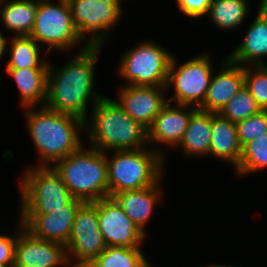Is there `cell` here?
<instances>
[{"mask_svg": "<svg viewBox=\"0 0 267 267\" xmlns=\"http://www.w3.org/2000/svg\"><path fill=\"white\" fill-rule=\"evenodd\" d=\"M17 226L13 267H70L66 246L34 237L20 221Z\"/></svg>", "mask_w": 267, "mask_h": 267, "instance_id": "4fadbf2b", "label": "cell"}, {"mask_svg": "<svg viewBox=\"0 0 267 267\" xmlns=\"http://www.w3.org/2000/svg\"><path fill=\"white\" fill-rule=\"evenodd\" d=\"M165 90L166 87L125 84L118 90L115 101L132 119L148 129L168 102Z\"/></svg>", "mask_w": 267, "mask_h": 267, "instance_id": "9a60e30c", "label": "cell"}, {"mask_svg": "<svg viewBox=\"0 0 267 267\" xmlns=\"http://www.w3.org/2000/svg\"><path fill=\"white\" fill-rule=\"evenodd\" d=\"M221 66L218 72L213 73L204 102L199 108L215 114L220 113L244 86V66L232 63L227 57Z\"/></svg>", "mask_w": 267, "mask_h": 267, "instance_id": "ac0fdd59", "label": "cell"}, {"mask_svg": "<svg viewBox=\"0 0 267 267\" xmlns=\"http://www.w3.org/2000/svg\"><path fill=\"white\" fill-rule=\"evenodd\" d=\"M178 9L190 18H202L208 12L211 0H175Z\"/></svg>", "mask_w": 267, "mask_h": 267, "instance_id": "4dcf8cb0", "label": "cell"}, {"mask_svg": "<svg viewBox=\"0 0 267 267\" xmlns=\"http://www.w3.org/2000/svg\"><path fill=\"white\" fill-rule=\"evenodd\" d=\"M91 109V121H85L84 133L89 147L108 152L149 146L148 129L122 110L115 99L104 96Z\"/></svg>", "mask_w": 267, "mask_h": 267, "instance_id": "3957f363", "label": "cell"}, {"mask_svg": "<svg viewBox=\"0 0 267 267\" xmlns=\"http://www.w3.org/2000/svg\"><path fill=\"white\" fill-rule=\"evenodd\" d=\"M100 231L106 246L142 247L147 235L129 219L113 197L97 201Z\"/></svg>", "mask_w": 267, "mask_h": 267, "instance_id": "7c38bea8", "label": "cell"}, {"mask_svg": "<svg viewBox=\"0 0 267 267\" xmlns=\"http://www.w3.org/2000/svg\"><path fill=\"white\" fill-rule=\"evenodd\" d=\"M17 236L18 233L14 237L0 234V265L13 267Z\"/></svg>", "mask_w": 267, "mask_h": 267, "instance_id": "1f68e13d", "label": "cell"}, {"mask_svg": "<svg viewBox=\"0 0 267 267\" xmlns=\"http://www.w3.org/2000/svg\"><path fill=\"white\" fill-rule=\"evenodd\" d=\"M249 6L247 0H211L206 15L217 28L229 31L242 25L249 14Z\"/></svg>", "mask_w": 267, "mask_h": 267, "instance_id": "d4e9b609", "label": "cell"}, {"mask_svg": "<svg viewBox=\"0 0 267 267\" xmlns=\"http://www.w3.org/2000/svg\"><path fill=\"white\" fill-rule=\"evenodd\" d=\"M173 54L166 83V89L173 87V94L168 102L200 108L204 102L212 75V59L207 54L193 56L192 59L177 62ZM179 65V66H178Z\"/></svg>", "mask_w": 267, "mask_h": 267, "instance_id": "9c48e42d", "label": "cell"}, {"mask_svg": "<svg viewBox=\"0 0 267 267\" xmlns=\"http://www.w3.org/2000/svg\"><path fill=\"white\" fill-rule=\"evenodd\" d=\"M202 267H239V266L229 265V264L228 265H225V264L224 265H222V264L221 265H217V264H214V265L212 264L211 265V264H209V265H206V266L203 265Z\"/></svg>", "mask_w": 267, "mask_h": 267, "instance_id": "836d02e7", "label": "cell"}, {"mask_svg": "<svg viewBox=\"0 0 267 267\" xmlns=\"http://www.w3.org/2000/svg\"><path fill=\"white\" fill-rule=\"evenodd\" d=\"M84 146L53 167L74 198L94 202L108 197L107 156L106 152Z\"/></svg>", "mask_w": 267, "mask_h": 267, "instance_id": "5b68a950", "label": "cell"}, {"mask_svg": "<svg viewBox=\"0 0 267 267\" xmlns=\"http://www.w3.org/2000/svg\"><path fill=\"white\" fill-rule=\"evenodd\" d=\"M82 203L74 198L64 209L46 214H19V221L34 237L66 246L76 211Z\"/></svg>", "mask_w": 267, "mask_h": 267, "instance_id": "5bb4252c", "label": "cell"}, {"mask_svg": "<svg viewBox=\"0 0 267 267\" xmlns=\"http://www.w3.org/2000/svg\"><path fill=\"white\" fill-rule=\"evenodd\" d=\"M87 267H152L143 248L107 246Z\"/></svg>", "mask_w": 267, "mask_h": 267, "instance_id": "484cf974", "label": "cell"}, {"mask_svg": "<svg viewBox=\"0 0 267 267\" xmlns=\"http://www.w3.org/2000/svg\"><path fill=\"white\" fill-rule=\"evenodd\" d=\"M197 108L167 102L148 128V144L152 148L156 143L169 147H178L187 130L191 114Z\"/></svg>", "mask_w": 267, "mask_h": 267, "instance_id": "2e32d148", "label": "cell"}, {"mask_svg": "<svg viewBox=\"0 0 267 267\" xmlns=\"http://www.w3.org/2000/svg\"><path fill=\"white\" fill-rule=\"evenodd\" d=\"M240 145L243 147L249 141L267 132V110L248 117L236 123Z\"/></svg>", "mask_w": 267, "mask_h": 267, "instance_id": "f546056e", "label": "cell"}, {"mask_svg": "<svg viewBox=\"0 0 267 267\" xmlns=\"http://www.w3.org/2000/svg\"><path fill=\"white\" fill-rule=\"evenodd\" d=\"M19 179L20 214H46L64 209L74 197L53 166H29Z\"/></svg>", "mask_w": 267, "mask_h": 267, "instance_id": "8992f818", "label": "cell"}, {"mask_svg": "<svg viewBox=\"0 0 267 267\" xmlns=\"http://www.w3.org/2000/svg\"><path fill=\"white\" fill-rule=\"evenodd\" d=\"M122 0H69L72 19L81 38L89 46H103L123 16ZM90 34V35H89Z\"/></svg>", "mask_w": 267, "mask_h": 267, "instance_id": "30bf717a", "label": "cell"}, {"mask_svg": "<svg viewBox=\"0 0 267 267\" xmlns=\"http://www.w3.org/2000/svg\"><path fill=\"white\" fill-rule=\"evenodd\" d=\"M264 168H267V132L242 147L240 164L235 169V174L244 177Z\"/></svg>", "mask_w": 267, "mask_h": 267, "instance_id": "4316f807", "label": "cell"}, {"mask_svg": "<svg viewBox=\"0 0 267 267\" xmlns=\"http://www.w3.org/2000/svg\"><path fill=\"white\" fill-rule=\"evenodd\" d=\"M24 109L28 132L38 152V166H53L84 145L80 136L85 132L82 119L45 106Z\"/></svg>", "mask_w": 267, "mask_h": 267, "instance_id": "7a4b0ae2", "label": "cell"}, {"mask_svg": "<svg viewBox=\"0 0 267 267\" xmlns=\"http://www.w3.org/2000/svg\"><path fill=\"white\" fill-rule=\"evenodd\" d=\"M244 85L262 110H267V65L244 66Z\"/></svg>", "mask_w": 267, "mask_h": 267, "instance_id": "f1b7e54d", "label": "cell"}, {"mask_svg": "<svg viewBox=\"0 0 267 267\" xmlns=\"http://www.w3.org/2000/svg\"><path fill=\"white\" fill-rule=\"evenodd\" d=\"M172 56L161 45L144 40L122 54L118 74L127 85L166 87Z\"/></svg>", "mask_w": 267, "mask_h": 267, "instance_id": "52a82bcc", "label": "cell"}, {"mask_svg": "<svg viewBox=\"0 0 267 267\" xmlns=\"http://www.w3.org/2000/svg\"><path fill=\"white\" fill-rule=\"evenodd\" d=\"M9 40L7 50L10 52V59L6 69L49 67V61L42 59L40 55L42 47L32 37L13 35Z\"/></svg>", "mask_w": 267, "mask_h": 267, "instance_id": "cb8c5ba5", "label": "cell"}, {"mask_svg": "<svg viewBox=\"0 0 267 267\" xmlns=\"http://www.w3.org/2000/svg\"><path fill=\"white\" fill-rule=\"evenodd\" d=\"M212 113L197 108L192 114L183 139L178 145L184 155L208 156L211 141Z\"/></svg>", "mask_w": 267, "mask_h": 267, "instance_id": "603a6c76", "label": "cell"}, {"mask_svg": "<svg viewBox=\"0 0 267 267\" xmlns=\"http://www.w3.org/2000/svg\"><path fill=\"white\" fill-rule=\"evenodd\" d=\"M262 109L244 85L219 113L223 118L238 123L260 112Z\"/></svg>", "mask_w": 267, "mask_h": 267, "instance_id": "83f0119b", "label": "cell"}, {"mask_svg": "<svg viewBox=\"0 0 267 267\" xmlns=\"http://www.w3.org/2000/svg\"><path fill=\"white\" fill-rule=\"evenodd\" d=\"M8 38L6 39L3 36V33L0 31V61L1 58H3L2 56H4L7 52V46H8Z\"/></svg>", "mask_w": 267, "mask_h": 267, "instance_id": "d6a6232c", "label": "cell"}, {"mask_svg": "<svg viewBox=\"0 0 267 267\" xmlns=\"http://www.w3.org/2000/svg\"><path fill=\"white\" fill-rule=\"evenodd\" d=\"M49 67L6 69L19 92L21 107L45 106L47 100V73Z\"/></svg>", "mask_w": 267, "mask_h": 267, "instance_id": "44dd1931", "label": "cell"}, {"mask_svg": "<svg viewBox=\"0 0 267 267\" xmlns=\"http://www.w3.org/2000/svg\"><path fill=\"white\" fill-rule=\"evenodd\" d=\"M100 48L85 44L61 67L49 64L46 108L88 120L89 103L93 107L104 97L95 90V65L100 58Z\"/></svg>", "mask_w": 267, "mask_h": 267, "instance_id": "6da1fadb", "label": "cell"}, {"mask_svg": "<svg viewBox=\"0 0 267 267\" xmlns=\"http://www.w3.org/2000/svg\"><path fill=\"white\" fill-rule=\"evenodd\" d=\"M138 190H126L116 193L113 198L125 214L138 228L148 236L145 227L149 222L155 207L162 201L161 182Z\"/></svg>", "mask_w": 267, "mask_h": 267, "instance_id": "d6986e66", "label": "cell"}, {"mask_svg": "<svg viewBox=\"0 0 267 267\" xmlns=\"http://www.w3.org/2000/svg\"><path fill=\"white\" fill-rule=\"evenodd\" d=\"M57 1L55 4L51 0H38L35 24L29 35L40 46H48L44 57L47 52L67 51L84 41L74 26L68 1Z\"/></svg>", "mask_w": 267, "mask_h": 267, "instance_id": "ba28073f", "label": "cell"}, {"mask_svg": "<svg viewBox=\"0 0 267 267\" xmlns=\"http://www.w3.org/2000/svg\"><path fill=\"white\" fill-rule=\"evenodd\" d=\"M258 13L247 29L241 43L226 56L232 63L241 66L267 65V0H261Z\"/></svg>", "mask_w": 267, "mask_h": 267, "instance_id": "e0dca14e", "label": "cell"}, {"mask_svg": "<svg viewBox=\"0 0 267 267\" xmlns=\"http://www.w3.org/2000/svg\"><path fill=\"white\" fill-rule=\"evenodd\" d=\"M38 0H0V21L14 36H29L33 30Z\"/></svg>", "mask_w": 267, "mask_h": 267, "instance_id": "7402d4cb", "label": "cell"}, {"mask_svg": "<svg viewBox=\"0 0 267 267\" xmlns=\"http://www.w3.org/2000/svg\"><path fill=\"white\" fill-rule=\"evenodd\" d=\"M242 155L236 123L212 113L211 141L209 156L239 166Z\"/></svg>", "mask_w": 267, "mask_h": 267, "instance_id": "ffe728a7", "label": "cell"}, {"mask_svg": "<svg viewBox=\"0 0 267 267\" xmlns=\"http://www.w3.org/2000/svg\"><path fill=\"white\" fill-rule=\"evenodd\" d=\"M106 247L98 223L97 201L83 202L76 211L66 245L69 265L87 267Z\"/></svg>", "mask_w": 267, "mask_h": 267, "instance_id": "8fae6325", "label": "cell"}, {"mask_svg": "<svg viewBox=\"0 0 267 267\" xmlns=\"http://www.w3.org/2000/svg\"><path fill=\"white\" fill-rule=\"evenodd\" d=\"M108 164V197L126 190H138L155 185L164 177L165 158L162 147L106 153ZM110 158V159H109Z\"/></svg>", "mask_w": 267, "mask_h": 267, "instance_id": "277c9868", "label": "cell"}]
</instances>
